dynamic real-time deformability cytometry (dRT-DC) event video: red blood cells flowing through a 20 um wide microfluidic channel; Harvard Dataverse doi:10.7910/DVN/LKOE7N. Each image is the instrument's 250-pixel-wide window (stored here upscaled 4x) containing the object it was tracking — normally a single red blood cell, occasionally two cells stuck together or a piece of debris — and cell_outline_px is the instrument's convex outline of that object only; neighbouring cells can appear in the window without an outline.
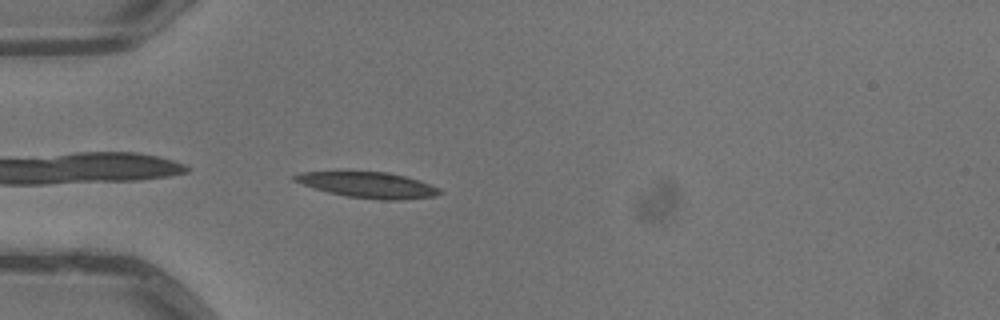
{"species": "common noctule bat (a hibernating species)", "species_latin": "Nyctalus noctula", "temperature_condition": "warm", "stored_images_in_passage": 4, "camera_frame_rate_fps": 3000, "um_per_image_px": 0.085, "animal": {"sex": "male", "body_mass_g": 13.3}, "frame": {"image": 1, "passage_image": 4, "time_ms": 1.0, "image_size_px": [1000, 320], "cell_outline_px": [[444, 192], [436, 196], [404, 200], [380, 200], [348, 196], [328, 192], [292, 180], [292, 176], [300, 172], [388, 172], [420, 180], [440, 188]], "centroid_in_image_um": [31.37, 15.73], "position_along_channel_um": 53.6, "area_um2": 21.68}}